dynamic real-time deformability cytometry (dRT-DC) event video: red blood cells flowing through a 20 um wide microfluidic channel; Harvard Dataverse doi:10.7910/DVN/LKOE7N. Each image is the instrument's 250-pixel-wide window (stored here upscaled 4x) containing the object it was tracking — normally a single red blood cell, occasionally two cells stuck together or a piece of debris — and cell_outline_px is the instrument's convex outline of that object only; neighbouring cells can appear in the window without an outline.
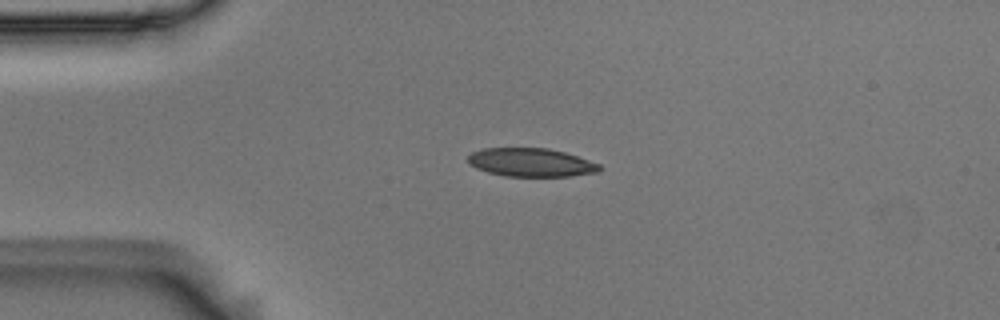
{"species": "Egyptian fruit bat (a non-hibernating species)", "species_latin": "Rousettus aegyptiacus", "temperature_condition": "room temperature", "stored_images_in_passage": 5, "camera_frame_rate_fps": 3000, "um_per_image_px": 0.085, "animal": {"sex": "male"}, "frame": {"image": 1, "passage_image": 3, "time_ms": 0.667, "image_size_px": [1000, 320], "cell_outline_px": [[600, 172], [568, 176], [504, 176], [488, 172], [476, 168], [468, 164], [468, 156], [472, 152], [484, 148], [548, 148], [564, 152], [600, 164]], "centroid_in_image_um": [45.11, 13.81], "position_along_channel_um": 39.9, "area_um2": 21.73}}
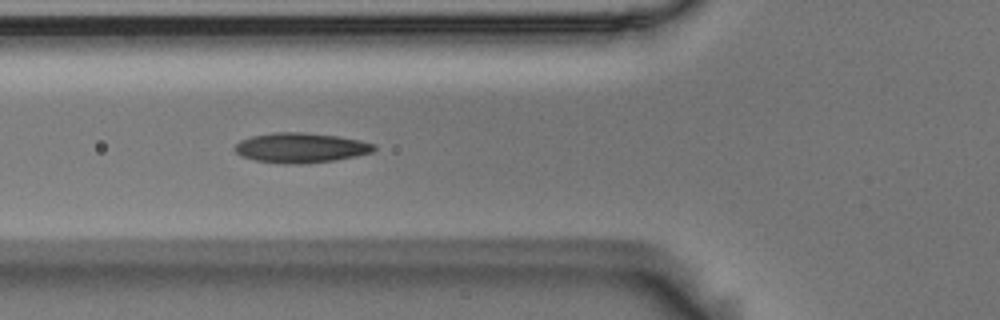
{"frame": {"image": 2, "passage_image": 5, "time_ms": 1.333, "image_size_px": [1000, 320], "cell_outline_px": [[376, 148], [372, 152], [356, 156], [336, 160], [304, 164], [284, 164], [256, 160], [240, 156], [232, 148], [240, 140], [252, 136], [272, 132], [308, 132], [340, 136], [360, 140], [376, 144]], "centroid_in_image_um": [25.57, 12.55], "position_along_channel_um": 100.2, "area_um2": 24.62}}